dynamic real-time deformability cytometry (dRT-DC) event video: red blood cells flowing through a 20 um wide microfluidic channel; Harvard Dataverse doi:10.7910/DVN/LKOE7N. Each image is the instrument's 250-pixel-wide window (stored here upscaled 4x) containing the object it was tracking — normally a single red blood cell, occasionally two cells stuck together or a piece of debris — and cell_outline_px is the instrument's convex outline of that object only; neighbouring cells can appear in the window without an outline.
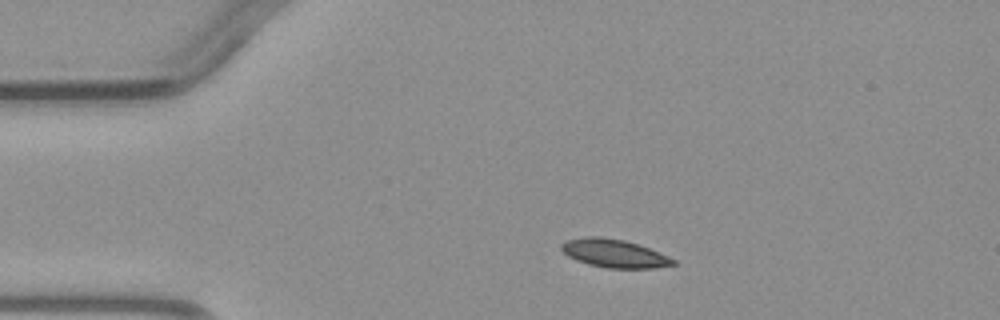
{"species": "common noctule bat (a hibernating species)", "species_latin": "Nyctalus noctula", "temperature_condition": "warm", "stored_images_in_passage": 3, "camera_frame_rate_fps": 3000, "um_per_image_px": 0.085, "animal": {"sex": "male", "body_mass_g": 23.1, "forearm_length_mm": 52.7}, "frame": {"image": 1, "passage_image": 2, "time_ms": 1.333, "image_size_px": [1000, 320], "cell_outline_px": [[676, 264], [656, 268], [608, 268], [588, 264], [576, 260], [568, 256], [560, 248], [560, 244], [568, 240], [584, 236], [600, 236], [624, 240], [660, 252], [676, 260]], "centroid_in_image_um": [52.2, 21.53], "position_along_channel_um": 32.8, "area_um2": 18.38}}